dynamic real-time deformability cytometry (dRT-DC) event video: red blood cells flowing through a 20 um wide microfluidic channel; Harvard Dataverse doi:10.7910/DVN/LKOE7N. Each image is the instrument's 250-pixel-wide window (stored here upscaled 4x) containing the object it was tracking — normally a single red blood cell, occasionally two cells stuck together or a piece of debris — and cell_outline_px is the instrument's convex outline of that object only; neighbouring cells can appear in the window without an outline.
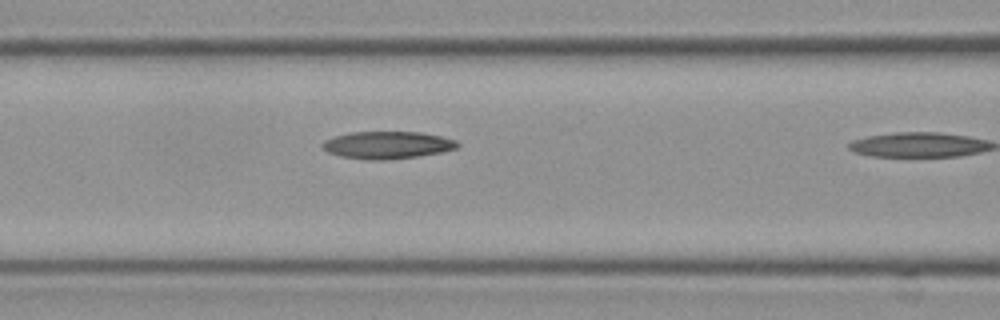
{"species": "Egyptian fruit bat (a non-hibernating species)", "species_latin": "Rousettus aegyptiacus", "temperature_condition": "cold", "stored_images_in_passage": 11, "camera_frame_rate_fps": 3000, "um_per_image_px": 0.085, "frame": {"image": 1, "passage_image": 10, "time_ms": 3.0, "image_size_px": [1000, 320], "cell_outline_px": [[460, 144], [456, 148], [444, 152], [420, 156], [384, 160], [368, 160], [340, 156], [328, 152], [320, 144], [324, 140], [332, 136], [352, 132], [420, 132], [440, 136], [456, 140]], "centroid_in_image_um": [32.92, 12.33], "position_along_channel_um": 133.7, "area_um2": 21.68}}